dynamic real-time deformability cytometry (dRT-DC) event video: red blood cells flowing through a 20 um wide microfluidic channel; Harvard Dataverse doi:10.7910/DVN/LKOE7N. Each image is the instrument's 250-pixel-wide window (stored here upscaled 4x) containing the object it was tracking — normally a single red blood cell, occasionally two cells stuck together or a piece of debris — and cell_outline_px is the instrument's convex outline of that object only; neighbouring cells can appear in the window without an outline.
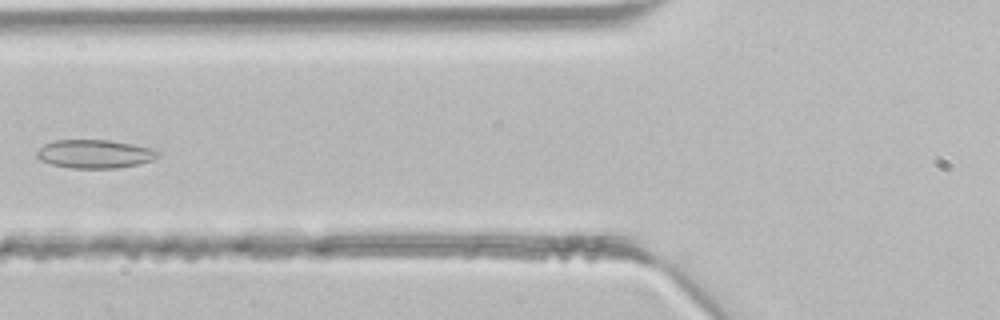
{"species": "common noctule bat (a hibernating species)", "species_latin": "Nyctalus noctula", "temperature_condition": "room temperature", "stored_images_in_passage": 3, "camera_frame_rate_fps": 3000, "um_per_image_px": 0.085, "animal": {"sex": "male", "body_mass_g": 21.5, "forearm_length_mm": 52.0}, "frame": {"image": 1, "passage_image": 3, "time_ms": 0.667, "image_size_px": [1000, 320], "cell_outline_px": [[160, 156], [152, 160], [140, 164], [116, 168], [72, 168], [52, 164], [40, 160], [36, 156], [36, 152], [44, 144], [56, 140], [108, 140], [132, 144], [152, 148], [160, 152]], "centroid_in_image_um": [8.07, 13.08], "position_along_channel_um": 117.7, "area_um2": 20.11}}